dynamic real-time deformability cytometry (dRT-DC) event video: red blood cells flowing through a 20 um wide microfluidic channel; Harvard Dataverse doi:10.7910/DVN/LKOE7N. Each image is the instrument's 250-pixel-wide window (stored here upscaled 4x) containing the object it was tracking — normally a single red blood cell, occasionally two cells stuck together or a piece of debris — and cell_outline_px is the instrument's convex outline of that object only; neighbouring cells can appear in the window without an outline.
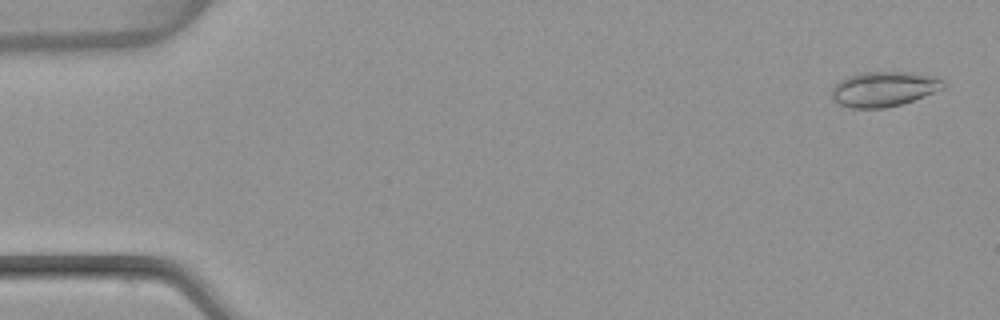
{"species": "common noctule bat (a hibernating species)", "species_latin": "Nyctalus noctula", "temperature_condition": "warm", "stored_images_in_passage": 53, "camera_frame_rate_fps": 3000, "um_per_image_px": 0.085, "animal": {"sex": "female", "body_mass_g": 22.7, "forearm_length_mm": 54.2}, "frame": {"image": 1, "passage_image": 2, "time_ms": 0.333, "image_size_px": [1000, 320], "cell_outline_px": [[948, 84], [944, 88], [924, 96], [900, 104], [884, 108], [852, 108], [840, 104], [832, 100], [832, 88], [840, 80], [848, 76], [860, 72], [916, 72], [940, 76]], "centroid_in_image_um": [75.18, 7.54], "position_along_channel_um": 9.8, "area_um2": 23.06}}
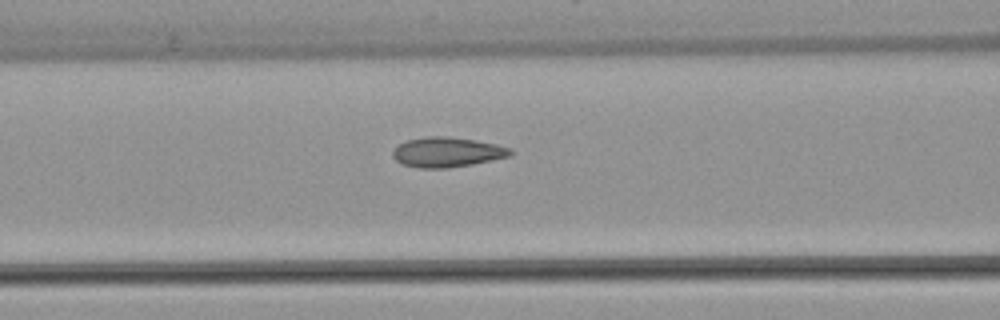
{"frame": {"image": 2, "passage_image": 22, "time_ms": 7.0, "image_size_px": [1000, 320], "cell_outline_px": [[516, 152], [512, 156], [472, 164], [448, 168], [420, 168], [404, 164], [396, 160], [392, 156], [392, 152], [400, 144], [408, 140], [424, 136], [448, 136], [476, 140], [496, 144], [512, 148]], "centroid_in_image_um": [38.07, 12.93], "position_along_channel_um": 128.5, "area_um2": 20.63}}
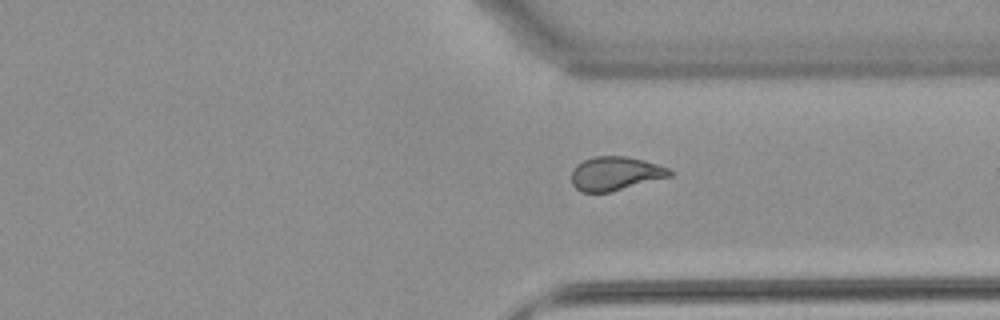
{"frame": {"image": 3, "passage_image": 40, "time_ms": 13.0, "image_size_px": [1000, 320], "cell_outline_px": [[672, 176], [608, 192], [580, 192], [572, 184], [572, 168], [576, 164], [584, 160], [596, 156], [628, 156], [644, 160], [668, 168], [672, 172]], "centroid_in_image_um": [52.28, 14.74], "position_along_channel_um": 359.1, "area_um2": 19.25}, "authors_computed_cell_mechanics": {"area_um2": 20.0566, "velocity_mm_per_s": 3.8439, "shape_relaxation_time_tau1_ms": null, "shape_relaxation_time_tau2_ms": 1.0337, "deformation_change_tau1": null, "deformation_change_tau2": 0.0541}}